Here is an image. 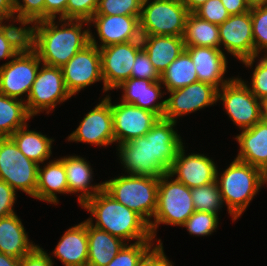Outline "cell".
Wrapping results in <instances>:
<instances>
[{
  "label": "cell",
  "instance_id": "cell-6",
  "mask_svg": "<svg viewBox=\"0 0 267 266\" xmlns=\"http://www.w3.org/2000/svg\"><path fill=\"white\" fill-rule=\"evenodd\" d=\"M194 212L191 189L169 173L159 177L157 208L149 224L152 238L162 243L161 239H156L160 224L182 226Z\"/></svg>",
  "mask_w": 267,
  "mask_h": 266
},
{
  "label": "cell",
  "instance_id": "cell-9",
  "mask_svg": "<svg viewBox=\"0 0 267 266\" xmlns=\"http://www.w3.org/2000/svg\"><path fill=\"white\" fill-rule=\"evenodd\" d=\"M39 164L28 159L10 137L0 138V180L35 198Z\"/></svg>",
  "mask_w": 267,
  "mask_h": 266
},
{
  "label": "cell",
  "instance_id": "cell-19",
  "mask_svg": "<svg viewBox=\"0 0 267 266\" xmlns=\"http://www.w3.org/2000/svg\"><path fill=\"white\" fill-rule=\"evenodd\" d=\"M185 148L179 149L168 173L190 189L215 181L218 166L213 159L201 153L186 155Z\"/></svg>",
  "mask_w": 267,
  "mask_h": 266
},
{
  "label": "cell",
  "instance_id": "cell-50",
  "mask_svg": "<svg viewBox=\"0 0 267 266\" xmlns=\"http://www.w3.org/2000/svg\"><path fill=\"white\" fill-rule=\"evenodd\" d=\"M0 15L3 18L15 15L14 0H0Z\"/></svg>",
  "mask_w": 267,
  "mask_h": 266
},
{
  "label": "cell",
  "instance_id": "cell-22",
  "mask_svg": "<svg viewBox=\"0 0 267 266\" xmlns=\"http://www.w3.org/2000/svg\"><path fill=\"white\" fill-rule=\"evenodd\" d=\"M62 163L66 171L68 194L78 193L80 207L103 190V182L92 184L94 181L93 169L89 161L87 162L82 156L76 154L64 156Z\"/></svg>",
  "mask_w": 267,
  "mask_h": 266
},
{
  "label": "cell",
  "instance_id": "cell-2",
  "mask_svg": "<svg viewBox=\"0 0 267 266\" xmlns=\"http://www.w3.org/2000/svg\"><path fill=\"white\" fill-rule=\"evenodd\" d=\"M55 20L38 21L36 53L42 64L61 68L90 43L91 28L85 20L57 18L59 24Z\"/></svg>",
  "mask_w": 267,
  "mask_h": 266
},
{
  "label": "cell",
  "instance_id": "cell-20",
  "mask_svg": "<svg viewBox=\"0 0 267 266\" xmlns=\"http://www.w3.org/2000/svg\"><path fill=\"white\" fill-rule=\"evenodd\" d=\"M161 81H151L142 78H129L115 89H122L121 102L133 104L136 107L149 110L159 118H163L166 100H161L166 92H162ZM161 100V102H159Z\"/></svg>",
  "mask_w": 267,
  "mask_h": 266
},
{
  "label": "cell",
  "instance_id": "cell-8",
  "mask_svg": "<svg viewBox=\"0 0 267 266\" xmlns=\"http://www.w3.org/2000/svg\"><path fill=\"white\" fill-rule=\"evenodd\" d=\"M247 83L238 75L217 91V101L221 100L226 114L240 131L262 120L261 101L251 93Z\"/></svg>",
  "mask_w": 267,
  "mask_h": 266
},
{
  "label": "cell",
  "instance_id": "cell-36",
  "mask_svg": "<svg viewBox=\"0 0 267 266\" xmlns=\"http://www.w3.org/2000/svg\"><path fill=\"white\" fill-rule=\"evenodd\" d=\"M259 57L260 55L243 60L242 64L247 68L253 69L254 62L259 60L253 70L250 85L247 84V86L251 93L261 101L267 97V55Z\"/></svg>",
  "mask_w": 267,
  "mask_h": 266
},
{
  "label": "cell",
  "instance_id": "cell-52",
  "mask_svg": "<svg viewBox=\"0 0 267 266\" xmlns=\"http://www.w3.org/2000/svg\"><path fill=\"white\" fill-rule=\"evenodd\" d=\"M190 13H193L197 8L206 3L208 0H181Z\"/></svg>",
  "mask_w": 267,
  "mask_h": 266
},
{
  "label": "cell",
  "instance_id": "cell-43",
  "mask_svg": "<svg viewBox=\"0 0 267 266\" xmlns=\"http://www.w3.org/2000/svg\"><path fill=\"white\" fill-rule=\"evenodd\" d=\"M14 11L18 16L32 18L36 21L45 20L44 0H14Z\"/></svg>",
  "mask_w": 267,
  "mask_h": 266
},
{
  "label": "cell",
  "instance_id": "cell-15",
  "mask_svg": "<svg viewBox=\"0 0 267 266\" xmlns=\"http://www.w3.org/2000/svg\"><path fill=\"white\" fill-rule=\"evenodd\" d=\"M218 89L206 82L191 83L184 88L168 91L163 118L177 123V119L205 107L214 106Z\"/></svg>",
  "mask_w": 267,
  "mask_h": 266
},
{
  "label": "cell",
  "instance_id": "cell-10",
  "mask_svg": "<svg viewBox=\"0 0 267 266\" xmlns=\"http://www.w3.org/2000/svg\"><path fill=\"white\" fill-rule=\"evenodd\" d=\"M40 67L28 98L25 99L27 110L32 117L44 111L49 114L58 104L72 97L66 89L61 68L45 64Z\"/></svg>",
  "mask_w": 267,
  "mask_h": 266
},
{
  "label": "cell",
  "instance_id": "cell-29",
  "mask_svg": "<svg viewBox=\"0 0 267 266\" xmlns=\"http://www.w3.org/2000/svg\"><path fill=\"white\" fill-rule=\"evenodd\" d=\"M88 260L87 266H107L127 244L107 231L100 230L87 222Z\"/></svg>",
  "mask_w": 267,
  "mask_h": 266
},
{
  "label": "cell",
  "instance_id": "cell-21",
  "mask_svg": "<svg viewBox=\"0 0 267 266\" xmlns=\"http://www.w3.org/2000/svg\"><path fill=\"white\" fill-rule=\"evenodd\" d=\"M185 51L192 59L198 81L212 84L220 89L233 78V76L231 78L225 77L228 59L226 53L221 49L205 46H185Z\"/></svg>",
  "mask_w": 267,
  "mask_h": 266
},
{
  "label": "cell",
  "instance_id": "cell-24",
  "mask_svg": "<svg viewBox=\"0 0 267 266\" xmlns=\"http://www.w3.org/2000/svg\"><path fill=\"white\" fill-rule=\"evenodd\" d=\"M51 253L64 264L63 266H87V221L67 229Z\"/></svg>",
  "mask_w": 267,
  "mask_h": 266
},
{
  "label": "cell",
  "instance_id": "cell-12",
  "mask_svg": "<svg viewBox=\"0 0 267 266\" xmlns=\"http://www.w3.org/2000/svg\"><path fill=\"white\" fill-rule=\"evenodd\" d=\"M42 65L37 53L17 54L0 66V93L25 101ZM23 96V97H22Z\"/></svg>",
  "mask_w": 267,
  "mask_h": 266
},
{
  "label": "cell",
  "instance_id": "cell-1",
  "mask_svg": "<svg viewBox=\"0 0 267 266\" xmlns=\"http://www.w3.org/2000/svg\"><path fill=\"white\" fill-rule=\"evenodd\" d=\"M176 125L174 121L159 118L144 136L117 144L116 153L125 173L156 178L168 173L184 145Z\"/></svg>",
  "mask_w": 267,
  "mask_h": 266
},
{
  "label": "cell",
  "instance_id": "cell-34",
  "mask_svg": "<svg viewBox=\"0 0 267 266\" xmlns=\"http://www.w3.org/2000/svg\"><path fill=\"white\" fill-rule=\"evenodd\" d=\"M195 211H204L218 214L224 203L217 181L191 189Z\"/></svg>",
  "mask_w": 267,
  "mask_h": 266
},
{
  "label": "cell",
  "instance_id": "cell-51",
  "mask_svg": "<svg viewBox=\"0 0 267 266\" xmlns=\"http://www.w3.org/2000/svg\"><path fill=\"white\" fill-rule=\"evenodd\" d=\"M0 266H20V259L0 252Z\"/></svg>",
  "mask_w": 267,
  "mask_h": 266
},
{
  "label": "cell",
  "instance_id": "cell-37",
  "mask_svg": "<svg viewBox=\"0 0 267 266\" xmlns=\"http://www.w3.org/2000/svg\"><path fill=\"white\" fill-rule=\"evenodd\" d=\"M156 245L153 241L126 244L107 266H137L142 258Z\"/></svg>",
  "mask_w": 267,
  "mask_h": 266
},
{
  "label": "cell",
  "instance_id": "cell-5",
  "mask_svg": "<svg viewBox=\"0 0 267 266\" xmlns=\"http://www.w3.org/2000/svg\"><path fill=\"white\" fill-rule=\"evenodd\" d=\"M103 184V190L113 199L151 223L157 208L159 178L123 174Z\"/></svg>",
  "mask_w": 267,
  "mask_h": 266
},
{
  "label": "cell",
  "instance_id": "cell-33",
  "mask_svg": "<svg viewBox=\"0 0 267 266\" xmlns=\"http://www.w3.org/2000/svg\"><path fill=\"white\" fill-rule=\"evenodd\" d=\"M185 46H205L220 49L219 27L189 13L183 35Z\"/></svg>",
  "mask_w": 267,
  "mask_h": 266
},
{
  "label": "cell",
  "instance_id": "cell-54",
  "mask_svg": "<svg viewBox=\"0 0 267 266\" xmlns=\"http://www.w3.org/2000/svg\"><path fill=\"white\" fill-rule=\"evenodd\" d=\"M251 5L267 3V0H247Z\"/></svg>",
  "mask_w": 267,
  "mask_h": 266
},
{
  "label": "cell",
  "instance_id": "cell-46",
  "mask_svg": "<svg viewBox=\"0 0 267 266\" xmlns=\"http://www.w3.org/2000/svg\"><path fill=\"white\" fill-rule=\"evenodd\" d=\"M137 266H174L164 252L163 243H157Z\"/></svg>",
  "mask_w": 267,
  "mask_h": 266
},
{
  "label": "cell",
  "instance_id": "cell-17",
  "mask_svg": "<svg viewBox=\"0 0 267 266\" xmlns=\"http://www.w3.org/2000/svg\"><path fill=\"white\" fill-rule=\"evenodd\" d=\"M111 111L115 144L144 136L159 119L149 110L121 101L116 104L111 101Z\"/></svg>",
  "mask_w": 267,
  "mask_h": 266
},
{
  "label": "cell",
  "instance_id": "cell-35",
  "mask_svg": "<svg viewBox=\"0 0 267 266\" xmlns=\"http://www.w3.org/2000/svg\"><path fill=\"white\" fill-rule=\"evenodd\" d=\"M250 13L252 19L254 56H259V54L267 55V3L251 5Z\"/></svg>",
  "mask_w": 267,
  "mask_h": 266
},
{
  "label": "cell",
  "instance_id": "cell-28",
  "mask_svg": "<svg viewBox=\"0 0 267 266\" xmlns=\"http://www.w3.org/2000/svg\"><path fill=\"white\" fill-rule=\"evenodd\" d=\"M22 220L17 214L0 218V252L21 259L37 244L29 241Z\"/></svg>",
  "mask_w": 267,
  "mask_h": 266
},
{
  "label": "cell",
  "instance_id": "cell-44",
  "mask_svg": "<svg viewBox=\"0 0 267 266\" xmlns=\"http://www.w3.org/2000/svg\"><path fill=\"white\" fill-rule=\"evenodd\" d=\"M16 191L5 181L0 180V218L15 214Z\"/></svg>",
  "mask_w": 267,
  "mask_h": 266
},
{
  "label": "cell",
  "instance_id": "cell-25",
  "mask_svg": "<svg viewBox=\"0 0 267 266\" xmlns=\"http://www.w3.org/2000/svg\"><path fill=\"white\" fill-rule=\"evenodd\" d=\"M141 36L142 48L149 56L159 75L185 50L183 37L165 35Z\"/></svg>",
  "mask_w": 267,
  "mask_h": 266
},
{
  "label": "cell",
  "instance_id": "cell-27",
  "mask_svg": "<svg viewBox=\"0 0 267 266\" xmlns=\"http://www.w3.org/2000/svg\"><path fill=\"white\" fill-rule=\"evenodd\" d=\"M6 21L12 23L6 24ZM37 26L38 21L18 15L2 18L0 24L4 37L17 54L36 53Z\"/></svg>",
  "mask_w": 267,
  "mask_h": 266
},
{
  "label": "cell",
  "instance_id": "cell-30",
  "mask_svg": "<svg viewBox=\"0 0 267 266\" xmlns=\"http://www.w3.org/2000/svg\"><path fill=\"white\" fill-rule=\"evenodd\" d=\"M28 125L19 128L10 138L28 159L43 165V163L48 162L47 160H50L52 143L55 140L40 131L29 130Z\"/></svg>",
  "mask_w": 267,
  "mask_h": 266
},
{
  "label": "cell",
  "instance_id": "cell-49",
  "mask_svg": "<svg viewBox=\"0 0 267 266\" xmlns=\"http://www.w3.org/2000/svg\"><path fill=\"white\" fill-rule=\"evenodd\" d=\"M17 53L8 43L7 39L4 37L1 28H0V60L3 59H12Z\"/></svg>",
  "mask_w": 267,
  "mask_h": 266
},
{
  "label": "cell",
  "instance_id": "cell-39",
  "mask_svg": "<svg viewBox=\"0 0 267 266\" xmlns=\"http://www.w3.org/2000/svg\"><path fill=\"white\" fill-rule=\"evenodd\" d=\"M143 0H99L94 15H141Z\"/></svg>",
  "mask_w": 267,
  "mask_h": 266
},
{
  "label": "cell",
  "instance_id": "cell-48",
  "mask_svg": "<svg viewBox=\"0 0 267 266\" xmlns=\"http://www.w3.org/2000/svg\"><path fill=\"white\" fill-rule=\"evenodd\" d=\"M229 15H239L250 11L251 4L247 0H221Z\"/></svg>",
  "mask_w": 267,
  "mask_h": 266
},
{
  "label": "cell",
  "instance_id": "cell-4",
  "mask_svg": "<svg viewBox=\"0 0 267 266\" xmlns=\"http://www.w3.org/2000/svg\"><path fill=\"white\" fill-rule=\"evenodd\" d=\"M216 181L228 214L235 222L267 184V176L260 169L234 158L223 172L217 169Z\"/></svg>",
  "mask_w": 267,
  "mask_h": 266
},
{
  "label": "cell",
  "instance_id": "cell-47",
  "mask_svg": "<svg viewBox=\"0 0 267 266\" xmlns=\"http://www.w3.org/2000/svg\"><path fill=\"white\" fill-rule=\"evenodd\" d=\"M45 19H66V6L68 0H44Z\"/></svg>",
  "mask_w": 267,
  "mask_h": 266
},
{
  "label": "cell",
  "instance_id": "cell-26",
  "mask_svg": "<svg viewBox=\"0 0 267 266\" xmlns=\"http://www.w3.org/2000/svg\"><path fill=\"white\" fill-rule=\"evenodd\" d=\"M59 194H68L66 171L62 157L39 165L35 199L50 204H59Z\"/></svg>",
  "mask_w": 267,
  "mask_h": 266
},
{
  "label": "cell",
  "instance_id": "cell-7",
  "mask_svg": "<svg viewBox=\"0 0 267 266\" xmlns=\"http://www.w3.org/2000/svg\"><path fill=\"white\" fill-rule=\"evenodd\" d=\"M189 13L181 0H144L139 17L140 33L183 37Z\"/></svg>",
  "mask_w": 267,
  "mask_h": 266
},
{
  "label": "cell",
  "instance_id": "cell-3",
  "mask_svg": "<svg viewBox=\"0 0 267 266\" xmlns=\"http://www.w3.org/2000/svg\"><path fill=\"white\" fill-rule=\"evenodd\" d=\"M91 217L86 221L128 244L141 241H155L152 238L149 224L135 211L117 202L104 190L86 201L82 206ZM95 218V219H94ZM95 222L93 223V221Z\"/></svg>",
  "mask_w": 267,
  "mask_h": 266
},
{
  "label": "cell",
  "instance_id": "cell-16",
  "mask_svg": "<svg viewBox=\"0 0 267 266\" xmlns=\"http://www.w3.org/2000/svg\"><path fill=\"white\" fill-rule=\"evenodd\" d=\"M95 26L97 39L90 30V43L98 48L113 44L125 43L141 39L140 22L138 16L126 15H94L89 20L90 26Z\"/></svg>",
  "mask_w": 267,
  "mask_h": 266
},
{
  "label": "cell",
  "instance_id": "cell-18",
  "mask_svg": "<svg viewBox=\"0 0 267 266\" xmlns=\"http://www.w3.org/2000/svg\"><path fill=\"white\" fill-rule=\"evenodd\" d=\"M219 27L220 49L225 53L243 60L254 57V41L250 11L230 15ZM224 46V49L222 48Z\"/></svg>",
  "mask_w": 267,
  "mask_h": 266
},
{
  "label": "cell",
  "instance_id": "cell-32",
  "mask_svg": "<svg viewBox=\"0 0 267 266\" xmlns=\"http://www.w3.org/2000/svg\"><path fill=\"white\" fill-rule=\"evenodd\" d=\"M160 81L166 92L198 82L195 66L185 50L160 75Z\"/></svg>",
  "mask_w": 267,
  "mask_h": 266
},
{
  "label": "cell",
  "instance_id": "cell-42",
  "mask_svg": "<svg viewBox=\"0 0 267 266\" xmlns=\"http://www.w3.org/2000/svg\"><path fill=\"white\" fill-rule=\"evenodd\" d=\"M130 78H142L151 81L160 80V75L152 65L149 56L143 48L136 55Z\"/></svg>",
  "mask_w": 267,
  "mask_h": 266
},
{
  "label": "cell",
  "instance_id": "cell-38",
  "mask_svg": "<svg viewBox=\"0 0 267 266\" xmlns=\"http://www.w3.org/2000/svg\"><path fill=\"white\" fill-rule=\"evenodd\" d=\"M218 214L204 211H195L181 226L188 230L189 234L195 236H209L218 228Z\"/></svg>",
  "mask_w": 267,
  "mask_h": 266
},
{
  "label": "cell",
  "instance_id": "cell-23",
  "mask_svg": "<svg viewBox=\"0 0 267 266\" xmlns=\"http://www.w3.org/2000/svg\"><path fill=\"white\" fill-rule=\"evenodd\" d=\"M239 151L237 160L260 169L267 176V122L261 120L235 137Z\"/></svg>",
  "mask_w": 267,
  "mask_h": 266
},
{
  "label": "cell",
  "instance_id": "cell-41",
  "mask_svg": "<svg viewBox=\"0 0 267 266\" xmlns=\"http://www.w3.org/2000/svg\"><path fill=\"white\" fill-rule=\"evenodd\" d=\"M99 0H68L66 19L89 21L95 14Z\"/></svg>",
  "mask_w": 267,
  "mask_h": 266
},
{
  "label": "cell",
  "instance_id": "cell-11",
  "mask_svg": "<svg viewBox=\"0 0 267 266\" xmlns=\"http://www.w3.org/2000/svg\"><path fill=\"white\" fill-rule=\"evenodd\" d=\"M111 100L109 94L105 95L101 102H98L99 104L84 115L75 131L67 137V141L88 143L99 147L114 144Z\"/></svg>",
  "mask_w": 267,
  "mask_h": 266
},
{
  "label": "cell",
  "instance_id": "cell-13",
  "mask_svg": "<svg viewBox=\"0 0 267 266\" xmlns=\"http://www.w3.org/2000/svg\"><path fill=\"white\" fill-rule=\"evenodd\" d=\"M141 49L140 40L99 48L104 93L115 90L123 81L130 78L136 55Z\"/></svg>",
  "mask_w": 267,
  "mask_h": 266
},
{
  "label": "cell",
  "instance_id": "cell-45",
  "mask_svg": "<svg viewBox=\"0 0 267 266\" xmlns=\"http://www.w3.org/2000/svg\"><path fill=\"white\" fill-rule=\"evenodd\" d=\"M52 258L42 247L36 245L20 259V266H54Z\"/></svg>",
  "mask_w": 267,
  "mask_h": 266
},
{
  "label": "cell",
  "instance_id": "cell-14",
  "mask_svg": "<svg viewBox=\"0 0 267 266\" xmlns=\"http://www.w3.org/2000/svg\"><path fill=\"white\" fill-rule=\"evenodd\" d=\"M61 69L66 89L71 96L87 86L104 81L100 50L92 43L78 51Z\"/></svg>",
  "mask_w": 267,
  "mask_h": 266
},
{
  "label": "cell",
  "instance_id": "cell-31",
  "mask_svg": "<svg viewBox=\"0 0 267 266\" xmlns=\"http://www.w3.org/2000/svg\"><path fill=\"white\" fill-rule=\"evenodd\" d=\"M30 118L25 101L0 93V138L10 137Z\"/></svg>",
  "mask_w": 267,
  "mask_h": 266
},
{
  "label": "cell",
  "instance_id": "cell-40",
  "mask_svg": "<svg viewBox=\"0 0 267 266\" xmlns=\"http://www.w3.org/2000/svg\"><path fill=\"white\" fill-rule=\"evenodd\" d=\"M199 18L220 25L230 17L221 0H208L194 12Z\"/></svg>",
  "mask_w": 267,
  "mask_h": 266
},
{
  "label": "cell",
  "instance_id": "cell-53",
  "mask_svg": "<svg viewBox=\"0 0 267 266\" xmlns=\"http://www.w3.org/2000/svg\"><path fill=\"white\" fill-rule=\"evenodd\" d=\"M262 120L267 122V97L261 100Z\"/></svg>",
  "mask_w": 267,
  "mask_h": 266
}]
</instances>
